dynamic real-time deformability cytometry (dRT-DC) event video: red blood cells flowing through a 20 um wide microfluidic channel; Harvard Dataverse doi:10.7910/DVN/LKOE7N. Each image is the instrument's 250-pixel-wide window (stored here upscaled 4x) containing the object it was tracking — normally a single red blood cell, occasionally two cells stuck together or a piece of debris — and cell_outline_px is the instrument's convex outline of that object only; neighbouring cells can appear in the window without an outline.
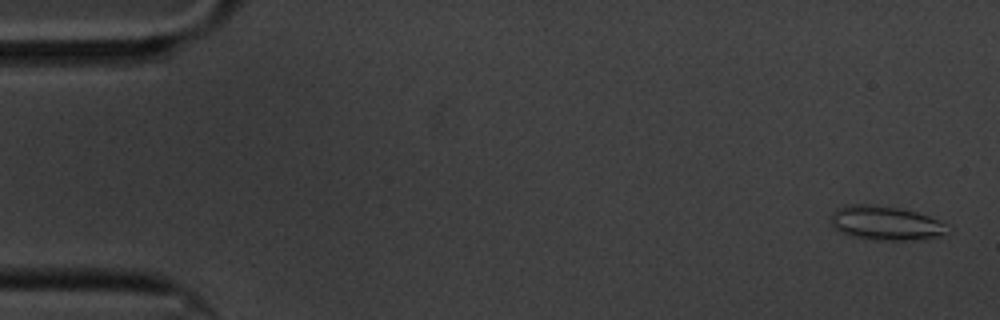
{"species": "common noctule bat (a hibernating species)", "species_latin": "Nyctalus noctula", "temperature_condition": "cold", "stored_images_in_passage": 60, "camera_frame_rate_fps": 3000, "um_per_image_px": 0.085, "animal": {"sex": "male", "body_mass_g": 20.1, "forearm_length_mm": 53.5}, "frame": {"image": 1, "passage_image": 2, "time_ms": 0.333, "image_size_px": [1000, 320], "cell_outline_px": [[948, 224], [944, 236], [928, 240], [872, 240], [852, 236], [840, 232], [832, 224], [832, 212], [836, 208], [848, 204], [872, 204], [904, 208], [928, 216]], "centroid_in_image_um": [75.32, 18.97], "position_along_channel_um": 9.7, "area_um2": 23.64}}
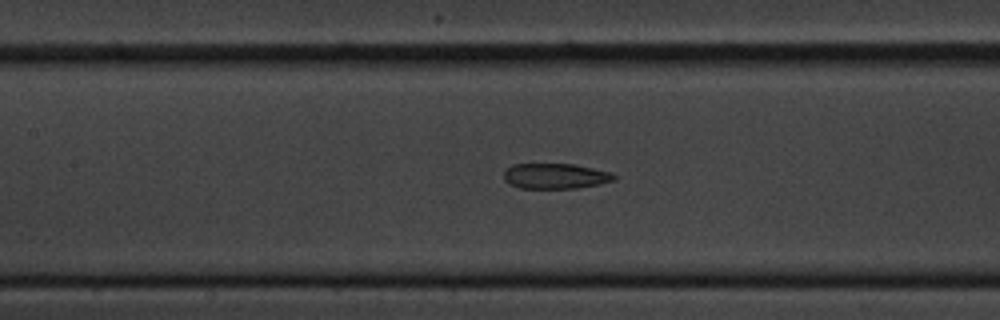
{"frame": {"image": 2, "passage_image": 27, "time_ms": 8.667, "image_size_px": [1000, 320], "cell_outline_px": [[616, 180], [576, 188], [520, 188], [508, 184], [504, 180], [504, 172], [512, 164], [576, 164], [612, 172], [616, 176]], "centroid_in_image_um": [47.2, 14.96], "position_along_channel_um": 160.2, "area_um2": 16.36}}
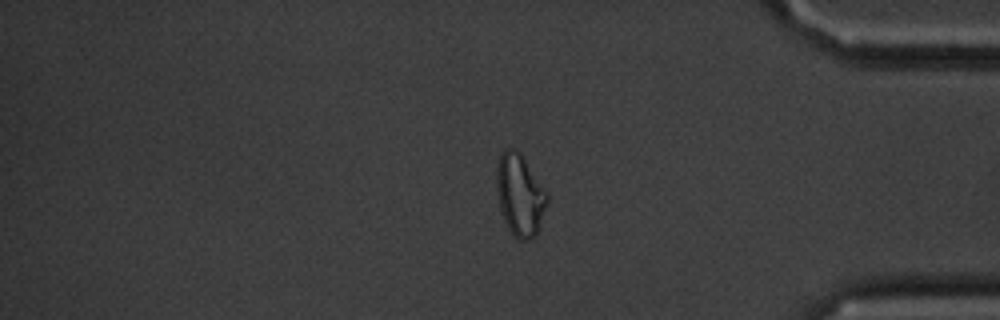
{"frame": {"image": 3, "passage_image": 50, "time_ms": 16.333, "image_size_px": [1000, 320], "cell_outline_px": [[548, 200], [536, 232], [528, 240], [520, 240], [512, 236], [500, 212], [496, 188], [496, 168], [500, 156], [504, 148], [512, 148], [520, 152], [524, 156], [548, 192]], "centroid_in_image_um": [44.17, 16.53], "position_along_channel_um": 391.0, "area_um2": 24.28}, "authors_computed_cell_mechanics": {"area_um2": 19.5942, "velocity_mm_per_s": 3.3141, "shape_relaxation_time_tau1_ms": null, "shape_relaxation_time_tau2_ms": 2.9656, "deformation_change_tau1": null, "deformation_change_tau2": 0.0873}}